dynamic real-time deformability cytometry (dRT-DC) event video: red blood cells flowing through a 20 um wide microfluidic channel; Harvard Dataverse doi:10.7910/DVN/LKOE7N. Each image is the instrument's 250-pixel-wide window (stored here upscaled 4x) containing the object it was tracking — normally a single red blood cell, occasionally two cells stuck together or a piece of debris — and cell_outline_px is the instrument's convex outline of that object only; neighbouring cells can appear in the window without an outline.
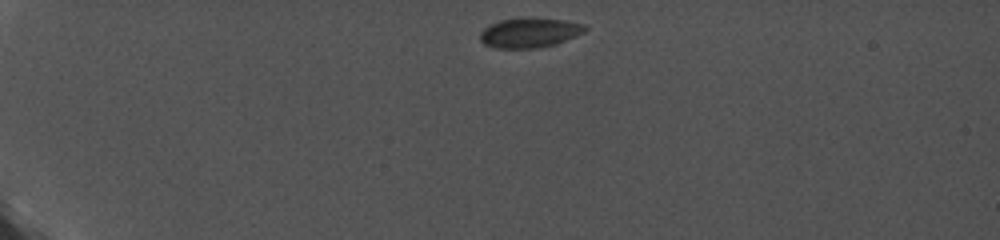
{"species": "common noctule bat (a hibernating species)", "species_latin": "Nyctalus noctula", "temperature_condition": "cold", "stored_images_in_passage": 16, "camera_frame_rate_fps": 5000, "um_per_image_px": 0.085, "animal": {"sex": "female", "body_mass_g": 19.0, "forearm_length_mm": 56.7}, "frame": {"image": 1, "passage_image": 1, "time_ms": 0.0, "image_size_px": [1000, 240], "cell_outline_px": [[588, 28], [584, 32], [556, 44], [536, 48], [496, 48], [484, 44], [480, 40], [480, 32], [484, 28], [500, 20], [564, 20], [584, 24]], "centroid_in_image_um": [45.01, 2.82], "position_along_channel_um": 40.0, "area_um2": 17.46}}
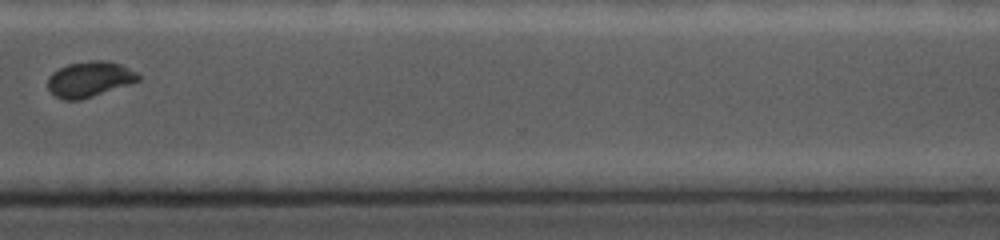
{"frame": {"image": 2, "passage_image": 14, "time_ms": 2.6, "image_size_px": [1000, 240], "cell_outline_px": [[140, 80], [80, 100], [64, 100], [56, 96], [48, 88], [48, 80], [52, 72], [68, 64], [88, 60], [104, 60], [120, 64], [136, 72], [140, 76]], "centroid_in_image_um": [7.6, 6.72], "position_along_channel_um": 363.0, "area_um2": 18.44}}
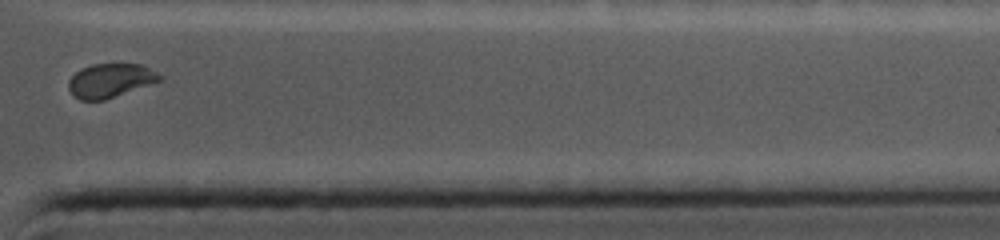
{"frame": {"image": 3, "passage_image": 15, "time_ms": 2.8, "image_size_px": [1000, 240], "cell_outline_px": [[160, 80], [104, 100], [80, 100], [72, 96], [68, 88], [68, 80], [76, 72], [92, 64], [140, 64], [156, 72], [160, 76]], "centroid_in_image_um": [9.3, 6.85], "position_along_channel_um": 402.1, "area_um2": 17.63}}